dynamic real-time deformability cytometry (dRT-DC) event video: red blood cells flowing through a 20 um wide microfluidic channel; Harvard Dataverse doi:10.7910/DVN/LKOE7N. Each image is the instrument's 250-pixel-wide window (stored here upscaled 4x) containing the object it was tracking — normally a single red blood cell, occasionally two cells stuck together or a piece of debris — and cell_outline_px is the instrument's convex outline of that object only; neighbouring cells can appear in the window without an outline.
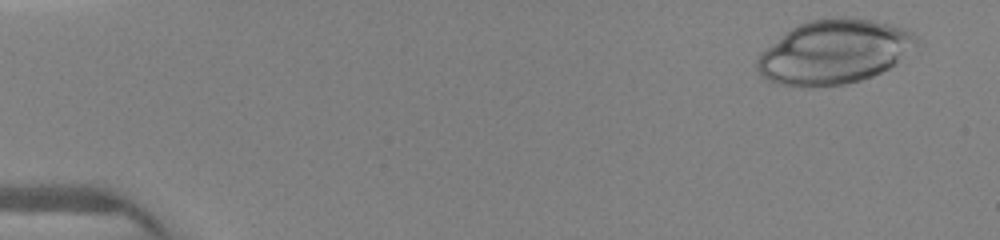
{"species": "human", "species_latin": "Homo sapiens", "temperature_condition": "warm", "stored_images_in_passage": 9, "camera_frame_rate_fps": 3000, "um_per_image_px": 0.085, "donor": {"sex": "female"}, "frame": {"image": 1, "passage_image": 2, "time_ms": 0.333, "image_size_px": [1000, 240], "cell_outline_px": [[920, 40], [896, 64], [872, 76], [860, 80], [844, 84], [812, 88], [800, 88], [780, 84], [768, 80], [760, 76], [756, 68], [756, 60], [768, 48], [792, 28], [800, 24], [812, 20], [836, 16], [844, 16], [872, 20], [904, 28], [912, 32]], "centroid_in_image_um": [70.91, 4.43], "position_along_channel_um": 14.1, "area_um2": 59.3}}